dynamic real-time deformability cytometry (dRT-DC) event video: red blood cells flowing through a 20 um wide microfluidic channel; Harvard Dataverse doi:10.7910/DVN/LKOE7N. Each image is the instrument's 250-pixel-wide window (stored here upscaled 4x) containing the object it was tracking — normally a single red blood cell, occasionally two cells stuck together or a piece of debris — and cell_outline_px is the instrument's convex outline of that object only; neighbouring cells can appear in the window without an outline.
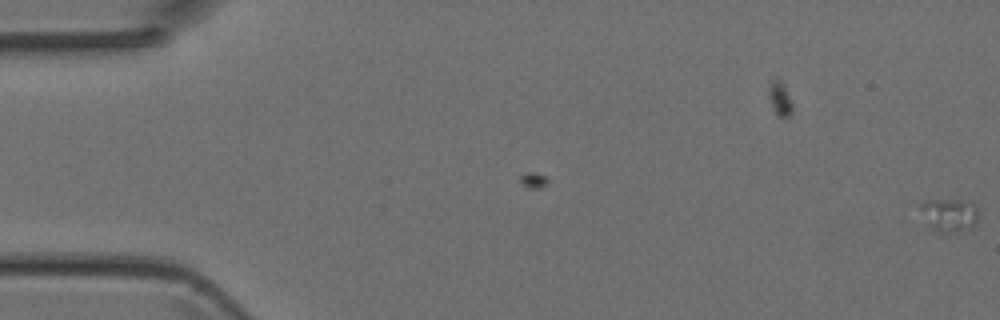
{"species": "Egyptian fruit bat (a non-hibernating species)", "species_latin": "Rousettus aegyptiacus", "temperature_condition": "room temperature", "stored_images_in_passage": 4, "camera_frame_rate_fps": 3000, "um_per_image_px": 0.085, "animal": {"sex": "female"}, "frame": {"image": 1, "passage_image": 1, "time_ms": 0.0, "image_size_px": [1000, 320], "cell_outline_px": [[976, 220], [972, 228], [960, 232], [940, 232], [928, 228], [920, 208], [920, 204], [924, 200], [960, 200], [972, 204], [976, 208]], "centroid_in_image_um": [80.63, 18.3], "position_along_channel_um": 4.4, "area_um2": 11.16}}